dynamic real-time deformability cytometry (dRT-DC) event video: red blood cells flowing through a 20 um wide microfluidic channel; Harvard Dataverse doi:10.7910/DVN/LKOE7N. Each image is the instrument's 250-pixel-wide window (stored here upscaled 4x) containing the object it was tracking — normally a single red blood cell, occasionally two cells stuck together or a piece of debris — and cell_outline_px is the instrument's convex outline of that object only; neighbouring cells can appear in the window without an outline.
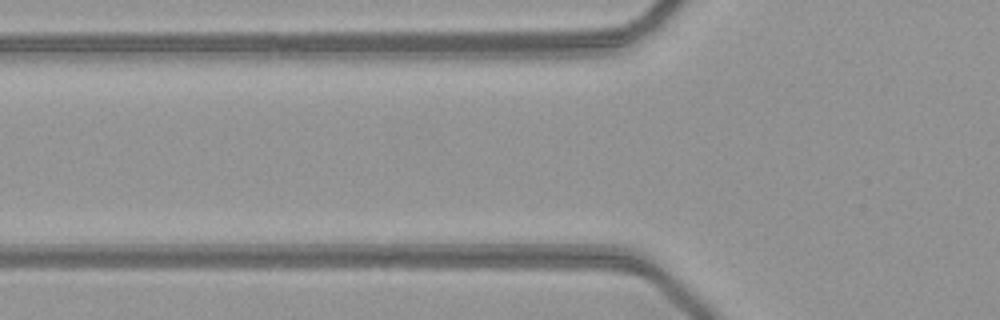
{"species": "common noctule bat (a hibernating species)", "species_latin": "Nyctalus noctula", "temperature_condition": "warm", "stored_images_in_passage": 3, "camera_frame_rate_fps": 3000, "um_per_image_px": 0.085, "animal": {"sex": "female", "body_mass_g": 21.9}, "frame": {"image": 1, "passage_image": 2, "time_ms": 0.333, "image_size_px": [1000, 320], "cell_outline_px": [[640, 272], [632, 276], [444, 268], [412, 264], [432, 256], [576, 256], [612, 264]], "centroid_in_image_um": [44.95, 22.48], "position_along_channel_um": 80.8, "area_um2": 21.04}}